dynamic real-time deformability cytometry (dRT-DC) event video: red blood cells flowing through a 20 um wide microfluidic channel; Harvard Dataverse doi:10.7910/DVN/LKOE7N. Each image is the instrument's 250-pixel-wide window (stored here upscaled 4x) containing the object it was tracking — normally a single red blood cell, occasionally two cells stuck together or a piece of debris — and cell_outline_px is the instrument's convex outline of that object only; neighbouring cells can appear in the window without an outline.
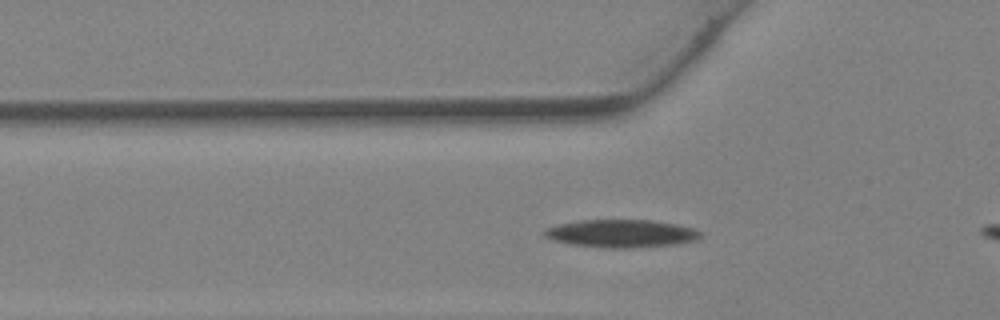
{"species": "Egyptian fruit bat (a non-hibernating species)", "species_latin": "Rousettus aegyptiacus", "temperature_condition": "warm", "stored_images_in_passage": 30, "camera_frame_rate_fps": 3000, "um_per_image_px": 0.085, "animal": {"sex": "female"}, "frame": {"image": 1, "passage_image": 2, "time_ms": 0.333, "image_size_px": [1000, 320], "cell_outline_px": [[700, 236], [696, 240], [676, 244], [636, 248], [600, 248], [568, 244], [552, 240], [544, 236], [540, 232], [544, 228], [556, 224], [580, 220], [652, 220], [676, 224], [692, 228], [700, 232]], "centroid_in_image_um": [52.71, 19.85], "position_along_channel_um": 73.1, "area_um2": 25.72}}
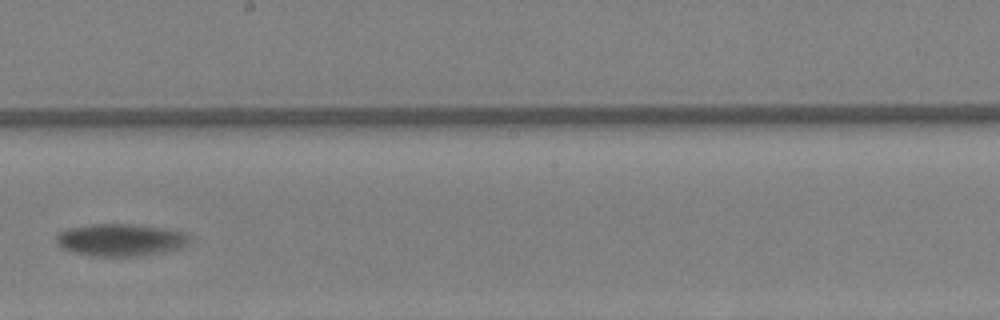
{"frame": {"image": 2, "passage_image": 12, "time_ms": 3.667, "image_size_px": [1000, 320], "cell_outline_px": [[192, 240], [188, 244], [180, 248], [140, 256], [92, 256], [72, 252], [64, 248], [56, 240], [56, 236], [60, 232], [68, 228], [92, 224], [136, 224], [164, 228], [188, 232], [192, 236]], "centroid_in_image_um": [10.33, 20.38], "position_along_channel_um": 237.9, "area_um2": 25.26}}
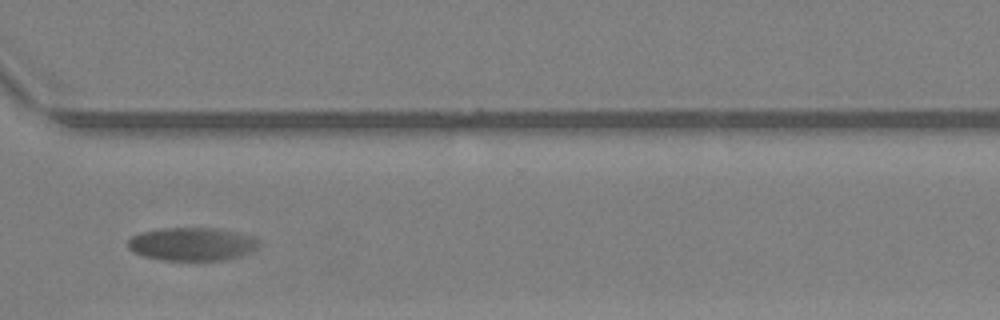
{"frame": {"image": 3, "passage_image": 19, "time_ms": 6.0, "image_size_px": [1000, 320], "cell_outline_px": [[260, 244], [252, 252], [240, 256], [224, 260], [160, 260], [144, 256], [132, 252], [128, 248], [128, 240], [132, 236], [140, 232], [164, 228], [216, 228], [236, 232], [252, 236], [260, 240]], "centroid_in_image_um": [16.33, 20.75], "position_along_channel_um": 354.3, "area_um2": 25.49}, "authors_computed_cell_mechanics": {"area_um2": 25.721, "velocity_mm_per_s": 4.9546, "shape_relaxation_time_tau1_ms": 6.3017, "shape_relaxation_time_tau2_ms": null, "deformation_change_tau1": 0.1741, "deformation_change_tau2": null}}